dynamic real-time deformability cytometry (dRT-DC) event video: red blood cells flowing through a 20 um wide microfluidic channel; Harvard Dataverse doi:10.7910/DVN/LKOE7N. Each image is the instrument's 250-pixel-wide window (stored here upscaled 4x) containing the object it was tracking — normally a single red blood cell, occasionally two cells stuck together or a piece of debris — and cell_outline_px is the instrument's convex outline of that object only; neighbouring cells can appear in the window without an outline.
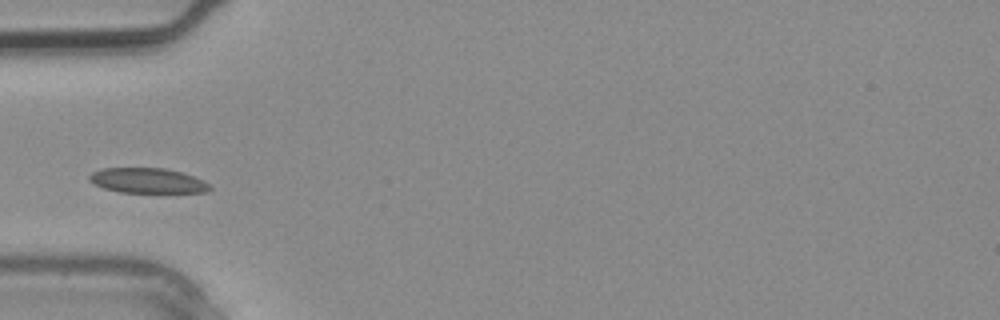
{"species": "common noctule bat (a hibernating species)", "species_latin": "Nyctalus noctula", "temperature_condition": "warm", "stored_images_in_passage": 1, "camera_frame_rate_fps": 3000, "um_per_image_px": 0.085, "animal": {"sex": "male", "body_mass_g": 20.4}, "frame": {"image": 1, "passage_image": 1, "time_ms": 0.0, "image_size_px": [1000, 320], "cell_outline_px": [[212, 188], [208, 192], [120, 192], [104, 188], [88, 180], [88, 176], [92, 172], [100, 168], [164, 168], [180, 172], [204, 180], [212, 184]], "centroid_in_image_um": [12.56, 15.35], "position_along_channel_um": 72.4, "area_um2": 17.57}}